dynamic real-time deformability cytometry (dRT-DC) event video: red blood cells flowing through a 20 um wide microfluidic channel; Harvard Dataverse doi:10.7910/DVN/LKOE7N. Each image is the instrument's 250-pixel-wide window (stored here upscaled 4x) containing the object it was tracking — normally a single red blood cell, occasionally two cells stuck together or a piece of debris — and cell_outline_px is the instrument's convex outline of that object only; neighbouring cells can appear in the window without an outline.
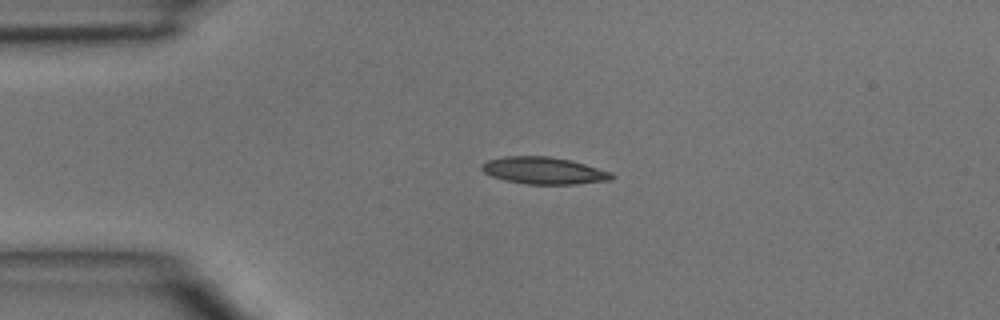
{"species": "common noctule bat (a hibernating species)", "species_latin": "Nyctalus noctula", "temperature_condition": "room temperature", "stored_images_in_passage": 2, "camera_frame_rate_fps": 3000, "um_per_image_px": 0.085, "animal": {"sex": "male", "body_mass_g": 15.6}, "frame": {"image": 1, "passage_image": 1, "time_ms": 0.0, "image_size_px": [1000, 320], "cell_outline_px": [[616, 176], [612, 180], [576, 184], [528, 184], [504, 180], [492, 176], [484, 172], [480, 168], [480, 164], [488, 160], [504, 156], [548, 156], [572, 160], [612, 172]], "centroid_in_image_um": [46.24, 14.5], "position_along_channel_um": 38.8, "area_um2": 20.63}}